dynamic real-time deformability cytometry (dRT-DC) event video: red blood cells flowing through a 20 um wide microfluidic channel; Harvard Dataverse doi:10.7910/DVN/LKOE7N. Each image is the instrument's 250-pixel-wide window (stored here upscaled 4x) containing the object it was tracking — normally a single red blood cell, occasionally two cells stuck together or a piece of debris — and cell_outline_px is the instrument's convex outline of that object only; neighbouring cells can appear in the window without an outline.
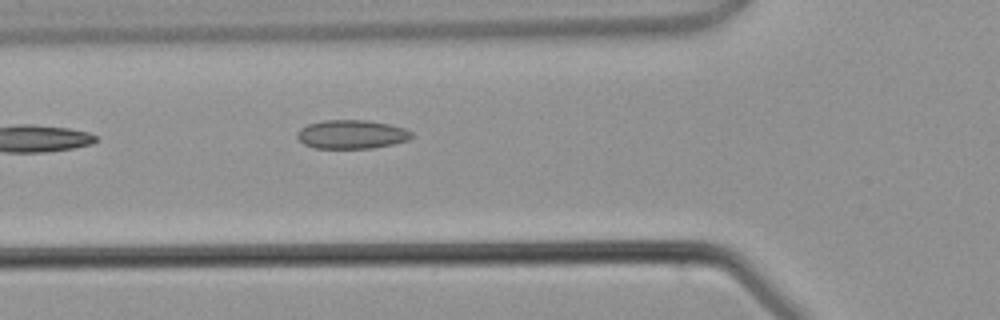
{"species": "common noctule bat (a hibernating species)", "species_latin": "Nyctalus noctula", "temperature_condition": "warm", "stored_images_in_passage": 2, "camera_frame_rate_fps": 3000, "um_per_image_px": 0.085, "animal": {"sex": "male", "body_mass_g": 21.5, "forearm_length_mm": 52.0}, "frame": {"image": 1, "passage_image": 2, "time_ms": 1.333, "image_size_px": [1000, 320], "cell_outline_px": [[412, 136], [408, 140], [392, 144], [372, 148], [312, 148], [304, 144], [296, 136], [296, 132], [300, 128], [308, 124], [324, 120], [368, 120], [388, 124], [404, 128], [412, 132]], "centroid_in_image_um": [29.86, 11.42], "position_along_channel_um": 95.9, "area_um2": 19.19}}